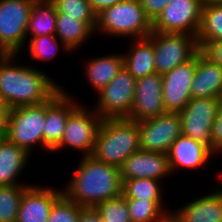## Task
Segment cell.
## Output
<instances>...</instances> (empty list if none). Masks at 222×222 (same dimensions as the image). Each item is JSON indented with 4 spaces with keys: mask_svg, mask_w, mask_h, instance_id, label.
<instances>
[{
    "mask_svg": "<svg viewBox=\"0 0 222 222\" xmlns=\"http://www.w3.org/2000/svg\"><path fill=\"white\" fill-rule=\"evenodd\" d=\"M17 56L0 55V102L11 109L49 101L62 86L32 65L15 64Z\"/></svg>",
    "mask_w": 222,
    "mask_h": 222,
    "instance_id": "obj_1",
    "label": "cell"
},
{
    "mask_svg": "<svg viewBox=\"0 0 222 222\" xmlns=\"http://www.w3.org/2000/svg\"><path fill=\"white\" fill-rule=\"evenodd\" d=\"M63 194L83 208H95L103 201L122 194L119 167L82 156Z\"/></svg>",
    "mask_w": 222,
    "mask_h": 222,
    "instance_id": "obj_2",
    "label": "cell"
},
{
    "mask_svg": "<svg viewBox=\"0 0 222 222\" xmlns=\"http://www.w3.org/2000/svg\"><path fill=\"white\" fill-rule=\"evenodd\" d=\"M138 122L129 118L102 119L91 156L97 161L120 167L140 150Z\"/></svg>",
    "mask_w": 222,
    "mask_h": 222,
    "instance_id": "obj_3",
    "label": "cell"
},
{
    "mask_svg": "<svg viewBox=\"0 0 222 222\" xmlns=\"http://www.w3.org/2000/svg\"><path fill=\"white\" fill-rule=\"evenodd\" d=\"M108 36L147 38L153 31V22L146 15L140 0H125L100 11L94 32Z\"/></svg>",
    "mask_w": 222,
    "mask_h": 222,
    "instance_id": "obj_4",
    "label": "cell"
},
{
    "mask_svg": "<svg viewBox=\"0 0 222 222\" xmlns=\"http://www.w3.org/2000/svg\"><path fill=\"white\" fill-rule=\"evenodd\" d=\"M34 2L0 0V55H18L23 51Z\"/></svg>",
    "mask_w": 222,
    "mask_h": 222,
    "instance_id": "obj_5",
    "label": "cell"
},
{
    "mask_svg": "<svg viewBox=\"0 0 222 222\" xmlns=\"http://www.w3.org/2000/svg\"><path fill=\"white\" fill-rule=\"evenodd\" d=\"M45 119L46 102L11 108L8 113L6 138L31 155L35 145L43 148Z\"/></svg>",
    "mask_w": 222,
    "mask_h": 222,
    "instance_id": "obj_6",
    "label": "cell"
},
{
    "mask_svg": "<svg viewBox=\"0 0 222 222\" xmlns=\"http://www.w3.org/2000/svg\"><path fill=\"white\" fill-rule=\"evenodd\" d=\"M148 38L154 45L155 68L160 75L192 60L201 51L195 35L152 32Z\"/></svg>",
    "mask_w": 222,
    "mask_h": 222,
    "instance_id": "obj_7",
    "label": "cell"
},
{
    "mask_svg": "<svg viewBox=\"0 0 222 222\" xmlns=\"http://www.w3.org/2000/svg\"><path fill=\"white\" fill-rule=\"evenodd\" d=\"M101 121L94 109L79 104L69 114L60 143L51 152L68 147L81 151L82 156H91Z\"/></svg>",
    "mask_w": 222,
    "mask_h": 222,
    "instance_id": "obj_8",
    "label": "cell"
},
{
    "mask_svg": "<svg viewBox=\"0 0 222 222\" xmlns=\"http://www.w3.org/2000/svg\"><path fill=\"white\" fill-rule=\"evenodd\" d=\"M136 79L123 67L117 76L97 94L95 111L102 119L129 118L132 109Z\"/></svg>",
    "mask_w": 222,
    "mask_h": 222,
    "instance_id": "obj_9",
    "label": "cell"
},
{
    "mask_svg": "<svg viewBox=\"0 0 222 222\" xmlns=\"http://www.w3.org/2000/svg\"><path fill=\"white\" fill-rule=\"evenodd\" d=\"M202 9V0H170L153 21L152 32L186 33L197 36Z\"/></svg>",
    "mask_w": 222,
    "mask_h": 222,
    "instance_id": "obj_10",
    "label": "cell"
},
{
    "mask_svg": "<svg viewBox=\"0 0 222 222\" xmlns=\"http://www.w3.org/2000/svg\"><path fill=\"white\" fill-rule=\"evenodd\" d=\"M219 98H191L179 112L182 134L205 144L213 151L211 128L219 108Z\"/></svg>",
    "mask_w": 222,
    "mask_h": 222,
    "instance_id": "obj_11",
    "label": "cell"
},
{
    "mask_svg": "<svg viewBox=\"0 0 222 222\" xmlns=\"http://www.w3.org/2000/svg\"><path fill=\"white\" fill-rule=\"evenodd\" d=\"M140 148L168 154L172 143L182 134L179 112H166L138 122Z\"/></svg>",
    "mask_w": 222,
    "mask_h": 222,
    "instance_id": "obj_12",
    "label": "cell"
},
{
    "mask_svg": "<svg viewBox=\"0 0 222 222\" xmlns=\"http://www.w3.org/2000/svg\"><path fill=\"white\" fill-rule=\"evenodd\" d=\"M195 70L196 56L162 75V95L166 112H180L189 103Z\"/></svg>",
    "mask_w": 222,
    "mask_h": 222,
    "instance_id": "obj_13",
    "label": "cell"
},
{
    "mask_svg": "<svg viewBox=\"0 0 222 222\" xmlns=\"http://www.w3.org/2000/svg\"><path fill=\"white\" fill-rule=\"evenodd\" d=\"M162 93V75L155 73L137 79L129 119L140 122L166 113Z\"/></svg>",
    "mask_w": 222,
    "mask_h": 222,
    "instance_id": "obj_14",
    "label": "cell"
},
{
    "mask_svg": "<svg viewBox=\"0 0 222 222\" xmlns=\"http://www.w3.org/2000/svg\"><path fill=\"white\" fill-rule=\"evenodd\" d=\"M63 87L46 102L43 148L51 151L60 143L69 114L79 105Z\"/></svg>",
    "mask_w": 222,
    "mask_h": 222,
    "instance_id": "obj_15",
    "label": "cell"
},
{
    "mask_svg": "<svg viewBox=\"0 0 222 222\" xmlns=\"http://www.w3.org/2000/svg\"><path fill=\"white\" fill-rule=\"evenodd\" d=\"M119 169L122 183L126 180L138 178L162 181L171 174L167 154L141 149L128 156Z\"/></svg>",
    "mask_w": 222,
    "mask_h": 222,
    "instance_id": "obj_16",
    "label": "cell"
},
{
    "mask_svg": "<svg viewBox=\"0 0 222 222\" xmlns=\"http://www.w3.org/2000/svg\"><path fill=\"white\" fill-rule=\"evenodd\" d=\"M63 189L30 185L23 193L16 222H48L53 204Z\"/></svg>",
    "mask_w": 222,
    "mask_h": 222,
    "instance_id": "obj_17",
    "label": "cell"
},
{
    "mask_svg": "<svg viewBox=\"0 0 222 222\" xmlns=\"http://www.w3.org/2000/svg\"><path fill=\"white\" fill-rule=\"evenodd\" d=\"M214 152L205 144L181 134L168 151L171 173L179 168L199 169L213 156Z\"/></svg>",
    "mask_w": 222,
    "mask_h": 222,
    "instance_id": "obj_18",
    "label": "cell"
},
{
    "mask_svg": "<svg viewBox=\"0 0 222 222\" xmlns=\"http://www.w3.org/2000/svg\"><path fill=\"white\" fill-rule=\"evenodd\" d=\"M173 222H222V188L195 198L185 206L173 210Z\"/></svg>",
    "mask_w": 222,
    "mask_h": 222,
    "instance_id": "obj_19",
    "label": "cell"
},
{
    "mask_svg": "<svg viewBox=\"0 0 222 222\" xmlns=\"http://www.w3.org/2000/svg\"><path fill=\"white\" fill-rule=\"evenodd\" d=\"M192 98L222 97V66L202 51L196 55V70L191 84Z\"/></svg>",
    "mask_w": 222,
    "mask_h": 222,
    "instance_id": "obj_20",
    "label": "cell"
},
{
    "mask_svg": "<svg viewBox=\"0 0 222 222\" xmlns=\"http://www.w3.org/2000/svg\"><path fill=\"white\" fill-rule=\"evenodd\" d=\"M128 53L123 54L124 68L137 80L156 73L153 42L147 37L133 39Z\"/></svg>",
    "mask_w": 222,
    "mask_h": 222,
    "instance_id": "obj_21",
    "label": "cell"
},
{
    "mask_svg": "<svg viewBox=\"0 0 222 222\" xmlns=\"http://www.w3.org/2000/svg\"><path fill=\"white\" fill-rule=\"evenodd\" d=\"M29 157L30 154L7 138L0 139V186L20 185L17 178L26 167Z\"/></svg>",
    "mask_w": 222,
    "mask_h": 222,
    "instance_id": "obj_22",
    "label": "cell"
},
{
    "mask_svg": "<svg viewBox=\"0 0 222 222\" xmlns=\"http://www.w3.org/2000/svg\"><path fill=\"white\" fill-rule=\"evenodd\" d=\"M86 79L97 93L107 86L123 69V54H109L88 60L84 66Z\"/></svg>",
    "mask_w": 222,
    "mask_h": 222,
    "instance_id": "obj_23",
    "label": "cell"
},
{
    "mask_svg": "<svg viewBox=\"0 0 222 222\" xmlns=\"http://www.w3.org/2000/svg\"><path fill=\"white\" fill-rule=\"evenodd\" d=\"M94 33V29L86 21H79L57 12L55 36L70 51L78 50Z\"/></svg>",
    "mask_w": 222,
    "mask_h": 222,
    "instance_id": "obj_24",
    "label": "cell"
},
{
    "mask_svg": "<svg viewBox=\"0 0 222 222\" xmlns=\"http://www.w3.org/2000/svg\"><path fill=\"white\" fill-rule=\"evenodd\" d=\"M57 12L50 0H35L28 21L27 37L55 35Z\"/></svg>",
    "mask_w": 222,
    "mask_h": 222,
    "instance_id": "obj_25",
    "label": "cell"
},
{
    "mask_svg": "<svg viewBox=\"0 0 222 222\" xmlns=\"http://www.w3.org/2000/svg\"><path fill=\"white\" fill-rule=\"evenodd\" d=\"M222 40V5L203 6L197 41L200 50L208 43Z\"/></svg>",
    "mask_w": 222,
    "mask_h": 222,
    "instance_id": "obj_26",
    "label": "cell"
},
{
    "mask_svg": "<svg viewBox=\"0 0 222 222\" xmlns=\"http://www.w3.org/2000/svg\"><path fill=\"white\" fill-rule=\"evenodd\" d=\"M159 182L161 183V181L150 178L126 180L123 182L122 195L126 199L154 200L170 216L172 211L164 208V199L161 195L163 193H161Z\"/></svg>",
    "mask_w": 222,
    "mask_h": 222,
    "instance_id": "obj_27",
    "label": "cell"
},
{
    "mask_svg": "<svg viewBox=\"0 0 222 222\" xmlns=\"http://www.w3.org/2000/svg\"><path fill=\"white\" fill-rule=\"evenodd\" d=\"M30 185L0 186V222H16L22 195Z\"/></svg>",
    "mask_w": 222,
    "mask_h": 222,
    "instance_id": "obj_28",
    "label": "cell"
},
{
    "mask_svg": "<svg viewBox=\"0 0 222 222\" xmlns=\"http://www.w3.org/2000/svg\"><path fill=\"white\" fill-rule=\"evenodd\" d=\"M132 222H168L170 216L150 199H126Z\"/></svg>",
    "mask_w": 222,
    "mask_h": 222,
    "instance_id": "obj_29",
    "label": "cell"
},
{
    "mask_svg": "<svg viewBox=\"0 0 222 222\" xmlns=\"http://www.w3.org/2000/svg\"><path fill=\"white\" fill-rule=\"evenodd\" d=\"M56 12L67 14V17L86 21L93 29L96 27L97 13L88 0H50Z\"/></svg>",
    "mask_w": 222,
    "mask_h": 222,
    "instance_id": "obj_30",
    "label": "cell"
},
{
    "mask_svg": "<svg viewBox=\"0 0 222 222\" xmlns=\"http://www.w3.org/2000/svg\"><path fill=\"white\" fill-rule=\"evenodd\" d=\"M55 35H43L40 37H31L28 43L30 51V60L38 59L49 61L55 57L59 48H62L65 51L70 50L60 41ZM60 44L62 45L60 47Z\"/></svg>",
    "mask_w": 222,
    "mask_h": 222,
    "instance_id": "obj_31",
    "label": "cell"
},
{
    "mask_svg": "<svg viewBox=\"0 0 222 222\" xmlns=\"http://www.w3.org/2000/svg\"><path fill=\"white\" fill-rule=\"evenodd\" d=\"M95 210L99 213L102 222H132L126 198L122 194L101 202Z\"/></svg>",
    "mask_w": 222,
    "mask_h": 222,
    "instance_id": "obj_32",
    "label": "cell"
},
{
    "mask_svg": "<svg viewBox=\"0 0 222 222\" xmlns=\"http://www.w3.org/2000/svg\"><path fill=\"white\" fill-rule=\"evenodd\" d=\"M81 206L70 201L64 194L53 204L48 222H79Z\"/></svg>",
    "mask_w": 222,
    "mask_h": 222,
    "instance_id": "obj_33",
    "label": "cell"
},
{
    "mask_svg": "<svg viewBox=\"0 0 222 222\" xmlns=\"http://www.w3.org/2000/svg\"><path fill=\"white\" fill-rule=\"evenodd\" d=\"M212 139H213V152L222 154V97L219 101V108L215 117L214 123L211 128Z\"/></svg>",
    "mask_w": 222,
    "mask_h": 222,
    "instance_id": "obj_34",
    "label": "cell"
},
{
    "mask_svg": "<svg viewBox=\"0 0 222 222\" xmlns=\"http://www.w3.org/2000/svg\"><path fill=\"white\" fill-rule=\"evenodd\" d=\"M170 0H140L146 15L153 22Z\"/></svg>",
    "mask_w": 222,
    "mask_h": 222,
    "instance_id": "obj_35",
    "label": "cell"
},
{
    "mask_svg": "<svg viewBox=\"0 0 222 222\" xmlns=\"http://www.w3.org/2000/svg\"><path fill=\"white\" fill-rule=\"evenodd\" d=\"M201 51L214 63L222 66V40L208 43Z\"/></svg>",
    "mask_w": 222,
    "mask_h": 222,
    "instance_id": "obj_36",
    "label": "cell"
},
{
    "mask_svg": "<svg viewBox=\"0 0 222 222\" xmlns=\"http://www.w3.org/2000/svg\"><path fill=\"white\" fill-rule=\"evenodd\" d=\"M79 222H102V219L95 208L81 207Z\"/></svg>",
    "mask_w": 222,
    "mask_h": 222,
    "instance_id": "obj_37",
    "label": "cell"
},
{
    "mask_svg": "<svg viewBox=\"0 0 222 222\" xmlns=\"http://www.w3.org/2000/svg\"><path fill=\"white\" fill-rule=\"evenodd\" d=\"M9 108L0 102V139L6 138Z\"/></svg>",
    "mask_w": 222,
    "mask_h": 222,
    "instance_id": "obj_38",
    "label": "cell"
},
{
    "mask_svg": "<svg viewBox=\"0 0 222 222\" xmlns=\"http://www.w3.org/2000/svg\"><path fill=\"white\" fill-rule=\"evenodd\" d=\"M92 5L94 11L98 14L103 9L116 5L117 3L125 0H88Z\"/></svg>",
    "mask_w": 222,
    "mask_h": 222,
    "instance_id": "obj_39",
    "label": "cell"
},
{
    "mask_svg": "<svg viewBox=\"0 0 222 222\" xmlns=\"http://www.w3.org/2000/svg\"><path fill=\"white\" fill-rule=\"evenodd\" d=\"M203 6L207 5H222V0H202Z\"/></svg>",
    "mask_w": 222,
    "mask_h": 222,
    "instance_id": "obj_40",
    "label": "cell"
}]
</instances>
